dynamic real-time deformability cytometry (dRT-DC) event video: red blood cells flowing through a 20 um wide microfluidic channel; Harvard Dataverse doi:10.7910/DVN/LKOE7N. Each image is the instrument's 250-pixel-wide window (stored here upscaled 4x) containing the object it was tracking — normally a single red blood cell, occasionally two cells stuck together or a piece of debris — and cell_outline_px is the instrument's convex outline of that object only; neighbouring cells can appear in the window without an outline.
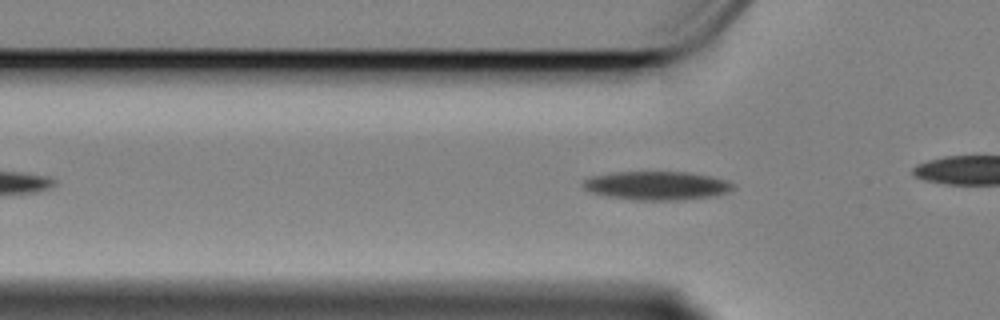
{"species": "Egyptian fruit bat (a non-hibernating species)", "species_latin": "Rousettus aegyptiacus", "temperature_condition": "cold", "stored_images_in_passage": 40, "camera_frame_rate_fps": 3000, "um_per_image_px": 0.085, "animal": {"sex": "female"}, "frame": {"image": 1, "passage_image": 11, "time_ms": 3.333, "image_size_px": [1000, 320], "cell_outline_px": [[736, 184], [728, 192], [716, 196], [684, 200], [636, 200], [604, 196], [592, 192], [584, 188], [580, 184], [584, 180], [592, 176], [616, 172], [688, 172], [728, 180]], "centroid_in_image_um": [55.84, 15.79], "position_along_channel_um": 70.0, "area_um2": 25.2}}
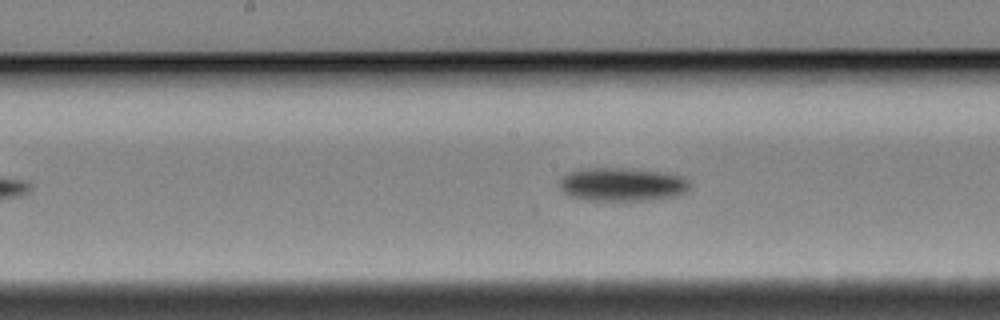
{"frame": {"image": 2, "passage_image": 22, "time_ms": 7.0, "image_size_px": [1000, 320], "cell_outline_px": [[692, 184], [680, 196], [648, 200], [580, 200], [568, 196], [560, 188], [560, 180], [568, 172], [584, 168], [616, 168], [660, 172], [680, 176], [688, 180]], "centroid_in_image_um": [52.86, 15.69], "position_along_channel_um": 195.3, "area_um2": 25.37}}
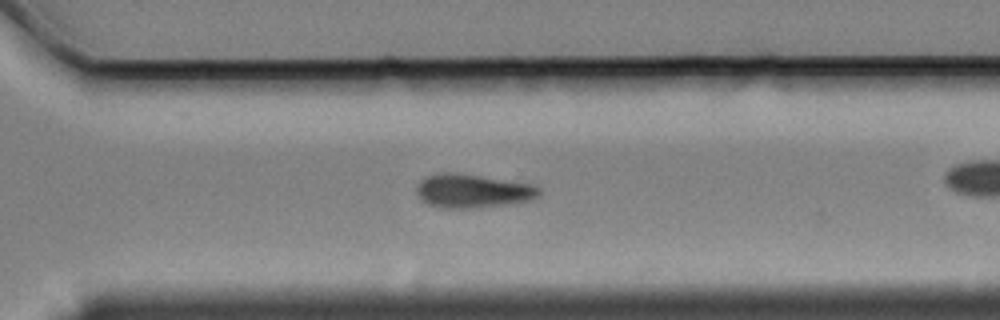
{"frame": {"image": 3, "passage_image": 34, "time_ms": 11.0, "image_size_px": [1000, 320], "cell_outline_px": [[540, 196], [536, 200], [516, 204], [472, 208], [440, 208], [428, 204], [416, 192], [416, 184], [424, 176], [444, 172], [452, 172], [480, 176], [532, 184], [540, 188]], "centroid_in_image_um": [40.22, 16.24], "position_along_channel_um": 330.4, "area_um2": 24.45}}